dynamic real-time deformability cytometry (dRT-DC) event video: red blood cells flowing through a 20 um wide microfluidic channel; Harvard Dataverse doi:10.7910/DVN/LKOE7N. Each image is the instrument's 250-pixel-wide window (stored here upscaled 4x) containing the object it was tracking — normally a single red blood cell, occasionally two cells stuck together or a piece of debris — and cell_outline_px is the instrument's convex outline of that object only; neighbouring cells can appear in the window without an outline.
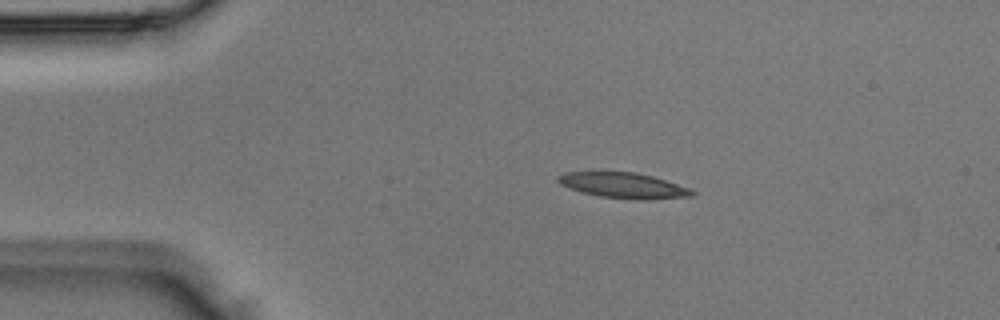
{"species": "Egyptian fruit bat (a non-hibernating species)", "species_latin": "Rousettus aegyptiacus", "temperature_condition": "room temperature", "stored_images_in_passage": 2, "camera_frame_rate_fps": 3000, "um_per_image_px": 0.085, "animal": {"sex": "male"}, "frame": {"image": 1, "passage_image": 1, "time_ms": 0.0, "image_size_px": [1000, 320], "cell_outline_px": [[696, 192], [692, 196], [652, 200], [636, 200], [600, 196], [584, 192], [560, 184], [556, 180], [556, 176], [564, 172], [636, 172], [652, 176], [688, 188]], "centroid_in_image_um": [53.0, 15.76], "position_along_channel_um": 32.0, "area_um2": 19.77}}